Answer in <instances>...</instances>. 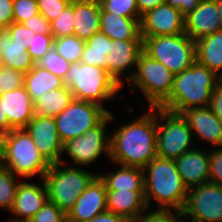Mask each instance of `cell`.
<instances>
[{
	"label": "cell",
	"instance_id": "1",
	"mask_svg": "<svg viewBox=\"0 0 222 222\" xmlns=\"http://www.w3.org/2000/svg\"><path fill=\"white\" fill-rule=\"evenodd\" d=\"M148 110L109 134V159L115 164L144 169L157 157V107Z\"/></svg>",
	"mask_w": 222,
	"mask_h": 222
},
{
	"label": "cell",
	"instance_id": "2",
	"mask_svg": "<svg viewBox=\"0 0 222 222\" xmlns=\"http://www.w3.org/2000/svg\"><path fill=\"white\" fill-rule=\"evenodd\" d=\"M144 198L149 208L152 199L156 209L182 211L188 188L184 185L173 159L155 157L143 169Z\"/></svg>",
	"mask_w": 222,
	"mask_h": 222
},
{
	"label": "cell",
	"instance_id": "3",
	"mask_svg": "<svg viewBox=\"0 0 222 222\" xmlns=\"http://www.w3.org/2000/svg\"><path fill=\"white\" fill-rule=\"evenodd\" d=\"M221 81L216 73L195 62L175 75L172 92L159 107L175 113L189 108L208 107L211 92Z\"/></svg>",
	"mask_w": 222,
	"mask_h": 222
},
{
	"label": "cell",
	"instance_id": "4",
	"mask_svg": "<svg viewBox=\"0 0 222 222\" xmlns=\"http://www.w3.org/2000/svg\"><path fill=\"white\" fill-rule=\"evenodd\" d=\"M0 163L15 175L32 178L37 174L43 179L51 166L36 148L30 135L22 129H12L2 135Z\"/></svg>",
	"mask_w": 222,
	"mask_h": 222
},
{
	"label": "cell",
	"instance_id": "5",
	"mask_svg": "<svg viewBox=\"0 0 222 222\" xmlns=\"http://www.w3.org/2000/svg\"><path fill=\"white\" fill-rule=\"evenodd\" d=\"M74 99L89 101L104 107V103L122 90L105 69L85 63H71L64 80Z\"/></svg>",
	"mask_w": 222,
	"mask_h": 222
},
{
	"label": "cell",
	"instance_id": "6",
	"mask_svg": "<svg viewBox=\"0 0 222 222\" xmlns=\"http://www.w3.org/2000/svg\"><path fill=\"white\" fill-rule=\"evenodd\" d=\"M53 164L43 177L48 200L55 203L66 214L73 208L75 201L98 176V173L81 170L79 167Z\"/></svg>",
	"mask_w": 222,
	"mask_h": 222
},
{
	"label": "cell",
	"instance_id": "7",
	"mask_svg": "<svg viewBox=\"0 0 222 222\" xmlns=\"http://www.w3.org/2000/svg\"><path fill=\"white\" fill-rule=\"evenodd\" d=\"M175 75L162 63L141 52L136 71L128 82L131 91L139 90L150 108L159 107L171 94Z\"/></svg>",
	"mask_w": 222,
	"mask_h": 222
},
{
	"label": "cell",
	"instance_id": "8",
	"mask_svg": "<svg viewBox=\"0 0 222 222\" xmlns=\"http://www.w3.org/2000/svg\"><path fill=\"white\" fill-rule=\"evenodd\" d=\"M142 38L143 51L174 75L180 74L196 62L195 41L185 33Z\"/></svg>",
	"mask_w": 222,
	"mask_h": 222
},
{
	"label": "cell",
	"instance_id": "9",
	"mask_svg": "<svg viewBox=\"0 0 222 222\" xmlns=\"http://www.w3.org/2000/svg\"><path fill=\"white\" fill-rule=\"evenodd\" d=\"M193 133L181 113L157 107V157L177 159L193 146Z\"/></svg>",
	"mask_w": 222,
	"mask_h": 222
},
{
	"label": "cell",
	"instance_id": "10",
	"mask_svg": "<svg viewBox=\"0 0 222 222\" xmlns=\"http://www.w3.org/2000/svg\"><path fill=\"white\" fill-rule=\"evenodd\" d=\"M109 113L108 109L96 103L73 99L54 117L61 142L81 136L97 126Z\"/></svg>",
	"mask_w": 222,
	"mask_h": 222
},
{
	"label": "cell",
	"instance_id": "11",
	"mask_svg": "<svg viewBox=\"0 0 222 222\" xmlns=\"http://www.w3.org/2000/svg\"><path fill=\"white\" fill-rule=\"evenodd\" d=\"M114 118L110 112L97 126L81 136L65 141L62 144V155L68 153L75 167L90 165L103 153L110 157V136L107 135L106 128Z\"/></svg>",
	"mask_w": 222,
	"mask_h": 222
},
{
	"label": "cell",
	"instance_id": "12",
	"mask_svg": "<svg viewBox=\"0 0 222 222\" xmlns=\"http://www.w3.org/2000/svg\"><path fill=\"white\" fill-rule=\"evenodd\" d=\"M182 215L192 222H222V186L206 182L189 188Z\"/></svg>",
	"mask_w": 222,
	"mask_h": 222
},
{
	"label": "cell",
	"instance_id": "13",
	"mask_svg": "<svg viewBox=\"0 0 222 222\" xmlns=\"http://www.w3.org/2000/svg\"><path fill=\"white\" fill-rule=\"evenodd\" d=\"M24 129L50 165L66 163L61 157L63 143L60 140L54 117L35 115Z\"/></svg>",
	"mask_w": 222,
	"mask_h": 222
},
{
	"label": "cell",
	"instance_id": "14",
	"mask_svg": "<svg viewBox=\"0 0 222 222\" xmlns=\"http://www.w3.org/2000/svg\"><path fill=\"white\" fill-rule=\"evenodd\" d=\"M142 51L143 40H113L111 42V51L106 56L107 73L123 87V79L125 78L129 82L134 76ZM127 70L129 72L126 74Z\"/></svg>",
	"mask_w": 222,
	"mask_h": 222
},
{
	"label": "cell",
	"instance_id": "15",
	"mask_svg": "<svg viewBox=\"0 0 222 222\" xmlns=\"http://www.w3.org/2000/svg\"><path fill=\"white\" fill-rule=\"evenodd\" d=\"M182 33H185V17L179 9L167 3L160 4L141 16L140 34L142 37Z\"/></svg>",
	"mask_w": 222,
	"mask_h": 222
},
{
	"label": "cell",
	"instance_id": "16",
	"mask_svg": "<svg viewBox=\"0 0 222 222\" xmlns=\"http://www.w3.org/2000/svg\"><path fill=\"white\" fill-rule=\"evenodd\" d=\"M106 197L105 184L97 176L75 201L67 214V222H86L107 211Z\"/></svg>",
	"mask_w": 222,
	"mask_h": 222
},
{
	"label": "cell",
	"instance_id": "17",
	"mask_svg": "<svg viewBox=\"0 0 222 222\" xmlns=\"http://www.w3.org/2000/svg\"><path fill=\"white\" fill-rule=\"evenodd\" d=\"M42 182V187L31 182H20L10 210L16 217L7 222H27L43 207L48 195L44 180Z\"/></svg>",
	"mask_w": 222,
	"mask_h": 222
},
{
	"label": "cell",
	"instance_id": "18",
	"mask_svg": "<svg viewBox=\"0 0 222 222\" xmlns=\"http://www.w3.org/2000/svg\"><path fill=\"white\" fill-rule=\"evenodd\" d=\"M190 127L194 140H206L213 148L222 147V122L216 117L209 107L185 109L181 112Z\"/></svg>",
	"mask_w": 222,
	"mask_h": 222
},
{
	"label": "cell",
	"instance_id": "19",
	"mask_svg": "<svg viewBox=\"0 0 222 222\" xmlns=\"http://www.w3.org/2000/svg\"><path fill=\"white\" fill-rule=\"evenodd\" d=\"M3 112L14 129L25 128L35 116V106L24 85L0 94Z\"/></svg>",
	"mask_w": 222,
	"mask_h": 222
},
{
	"label": "cell",
	"instance_id": "20",
	"mask_svg": "<svg viewBox=\"0 0 222 222\" xmlns=\"http://www.w3.org/2000/svg\"><path fill=\"white\" fill-rule=\"evenodd\" d=\"M221 30L216 0H200L198 7L185 17V34L193 41Z\"/></svg>",
	"mask_w": 222,
	"mask_h": 222
},
{
	"label": "cell",
	"instance_id": "21",
	"mask_svg": "<svg viewBox=\"0 0 222 222\" xmlns=\"http://www.w3.org/2000/svg\"><path fill=\"white\" fill-rule=\"evenodd\" d=\"M175 162L188 189L209 182V156L202 149L195 147L175 159Z\"/></svg>",
	"mask_w": 222,
	"mask_h": 222
},
{
	"label": "cell",
	"instance_id": "22",
	"mask_svg": "<svg viewBox=\"0 0 222 222\" xmlns=\"http://www.w3.org/2000/svg\"><path fill=\"white\" fill-rule=\"evenodd\" d=\"M106 203L107 211L123 216L130 222L148 209L144 191H107Z\"/></svg>",
	"mask_w": 222,
	"mask_h": 222
},
{
	"label": "cell",
	"instance_id": "23",
	"mask_svg": "<svg viewBox=\"0 0 222 222\" xmlns=\"http://www.w3.org/2000/svg\"><path fill=\"white\" fill-rule=\"evenodd\" d=\"M100 17V2L73 0V35L87 41L100 32Z\"/></svg>",
	"mask_w": 222,
	"mask_h": 222
},
{
	"label": "cell",
	"instance_id": "24",
	"mask_svg": "<svg viewBox=\"0 0 222 222\" xmlns=\"http://www.w3.org/2000/svg\"><path fill=\"white\" fill-rule=\"evenodd\" d=\"M141 18H129L106 12L101 8L100 32L113 40H143Z\"/></svg>",
	"mask_w": 222,
	"mask_h": 222
},
{
	"label": "cell",
	"instance_id": "25",
	"mask_svg": "<svg viewBox=\"0 0 222 222\" xmlns=\"http://www.w3.org/2000/svg\"><path fill=\"white\" fill-rule=\"evenodd\" d=\"M196 62L222 79V30L195 41Z\"/></svg>",
	"mask_w": 222,
	"mask_h": 222
},
{
	"label": "cell",
	"instance_id": "26",
	"mask_svg": "<svg viewBox=\"0 0 222 222\" xmlns=\"http://www.w3.org/2000/svg\"><path fill=\"white\" fill-rule=\"evenodd\" d=\"M115 172L99 174L107 191H144V171L138 167L119 165Z\"/></svg>",
	"mask_w": 222,
	"mask_h": 222
},
{
	"label": "cell",
	"instance_id": "27",
	"mask_svg": "<svg viewBox=\"0 0 222 222\" xmlns=\"http://www.w3.org/2000/svg\"><path fill=\"white\" fill-rule=\"evenodd\" d=\"M0 50V64L3 67L27 73L35 65V62L27 53V43L13 42L6 31L0 35Z\"/></svg>",
	"mask_w": 222,
	"mask_h": 222
},
{
	"label": "cell",
	"instance_id": "28",
	"mask_svg": "<svg viewBox=\"0 0 222 222\" xmlns=\"http://www.w3.org/2000/svg\"><path fill=\"white\" fill-rule=\"evenodd\" d=\"M64 80L53 75L47 69L35 64L25 73L24 87L35 103L47 92L64 87Z\"/></svg>",
	"mask_w": 222,
	"mask_h": 222
},
{
	"label": "cell",
	"instance_id": "29",
	"mask_svg": "<svg viewBox=\"0 0 222 222\" xmlns=\"http://www.w3.org/2000/svg\"><path fill=\"white\" fill-rule=\"evenodd\" d=\"M73 99L71 90L66 86L51 90L34 103L35 115L56 117Z\"/></svg>",
	"mask_w": 222,
	"mask_h": 222
},
{
	"label": "cell",
	"instance_id": "30",
	"mask_svg": "<svg viewBox=\"0 0 222 222\" xmlns=\"http://www.w3.org/2000/svg\"><path fill=\"white\" fill-rule=\"evenodd\" d=\"M112 40L98 32L90 37L83 48L81 63L101 67L107 71L106 56L111 51Z\"/></svg>",
	"mask_w": 222,
	"mask_h": 222
},
{
	"label": "cell",
	"instance_id": "31",
	"mask_svg": "<svg viewBox=\"0 0 222 222\" xmlns=\"http://www.w3.org/2000/svg\"><path fill=\"white\" fill-rule=\"evenodd\" d=\"M86 41L79 37L65 36L60 38H54V49L61 55L65 60L70 63H79L82 58L83 48Z\"/></svg>",
	"mask_w": 222,
	"mask_h": 222
},
{
	"label": "cell",
	"instance_id": "32",
	"mask_svg": "<svg viewBox=\"0 0 222 222\" xmlns=\"http://www.w3.org/2000/svg\"><path fill=\"white\" fill-rule=\"evenodd\" d=\"M20 182H17L8 167L0 163V208L8 211L12 209Z\"/></svg>",
	"mask_w": 222,
	"mask_h": 222
},
{
	"label": "cell",
	"instance_id": "33",
	"mask_svg": "<svg viewBox=\"0 0 222 222\" xmlns=\"http://www.w3.org/2000/svg\"><path fill=\"white\" fill-rule=\"evenodd\" d=\"M37 64L63 80H65L71 65L70 62L58 54L54 47L51 48Z\"/></svg>",
	"mask_w": 222,
	"mask_h": 222
},
{
	"label": "cell",
	"instance_id": "34",
	"mask_svg": "<svg viewBox=\"0 0 222 222\" xmlns=\"http://www.w3.org/2000/svg\"><path fill=\"white\" fill-rule=\"evenodd\" d=\"M73 0L64 8L55 20L50 22L51 34L54 38L73 35Z\"/></svg>",
	"mask_w": 222,
	"mask_h": 222
},
{
	"label": "cell",
	"instance_id": "35",
	"mask_svg": "<svg viewBox=\"0 0 222 222\" xmlns=\"http://www.w3.org/2000/svg\"><path fill=\"white\" fill-rule=\"evenodd\" d=\"M101 8L110 13L129 18H141L137 0H102Z\"/></svg>",
	"mask_w": 222,
	"mask_h": 222
},
{
	"label": "cell",
	"instance_id": "36",
	"mask_svg": "<svg viewBox=\"0 0 222 222\" xmlns=\"http://www.w3.org/2000/svg\"><path fill=\"white\" fill-rule=\"evenodd\" d=\"M53 45L54 37L52 34L35 33V35L30 38L27 53L31 56L35 64H37L44 55L53 48Z\"/></svg>",
	"mask_w": 222,
	"mask_h": 222
},
{
	"label": "cell",
	"instance_id": "37",
	"mask_svg": "<svg viewBox=\"0 0 222 222\" xmlns=\"http://www.w3.org/2000/svg\"><path fill=\"white\" fill-rule=\"evenodd\" d=\"M27 222H67V214L55 203L47 200L43 207Z\"/></svg>",
	"mask_w": 222,
	"mask_h": 222
},
{
	"label": "cell",
	"instance_id": "38",
	"mask_svg": "<svg viewBox=\"0 0 222 222\" xmlns=\"http://www.w3.org/2000/svg\"><path fill=\"white\" fill-rule=\"evenodd\" d=\"M148 211V212H146ZM145 210L142 215L134 219L132 222H180L182 211L155 209Z\"/></svg>",
	"mask_w": 222,
	"mask_h": 222
},
{
	"label": "cell",
	"instance_id": "39",
	"mask_svg": "<svg viewBox=\"0 0 222 222\" xmlns=\"http://www.w3.org/2000/svg\"><path fill=\"white\" fill-rule=\"evenodd\" d=\"M38 14L37 0H13L14 22L23 23Z\"/></svg>",
	"mask_w": 222,
	"mask_h": 222
},
{
	"label": "cell",
	"instance_id": "40",
	"mask_svg": "<svg viewBox=\"0 0 222 222\" xmlns=\"http://www.w3.org/2000/svg\"><path fill=\"white\" fill-rule=\"evenodd\" d=\"M25 73L20 70L2 66L0 94L24 85Z\"/></svg>",
	"mask_w": 222,
	"mask_h": 222
},
{
	"label": "cell",
	"instance_id": "41",
	"mask_svg": "<svg viewBox=\"0 0 222 222\" xmlns=\"http://www.w3.org/2000/svg\"><path fill=\"white\" fill-rule=\"evenodd\" d=\"M71 1L72 0H37V5L39 13L49 22H52Z\"/></svg>",
	"mask_w": 222,
	"mask_h": 222
},
{
	"label": "cell",
	"instance_id": "42",
	"mask_svg": "<svg viewBox=\"0 0 222 222\" xmlns=\"http://www.w3.org/2000/svg\"><path fill=\"white\" fill-rule=\"evenodd\" d=\"M218 148L208 152L209 182L222 186V147Z\"/></svg>",
	"mask_w": 222,
	"mask_h": 222
},
{
	"label": "cell",
	"instance_id": "43",
	"mask_svg": "<svg viewBox=\"0 0 222 222\" xmlns=\"http://www.w3.org/2000/svg\"><path fill=\"white\" fill-rule=\"evenodd\" d=\"M5 31L10 36L13 42L27 43V47L30 42V38L35 35V32L25 27L22 23L13 22Z\"/></svg>",
	"mask_w": 222,
	"mask_h": 222
},
{
	"label": "cell",
	"instance_id": "44",
	"mask_svg": "<svg viewBox=\"0 0 222 222\" xmlns=\"http://www.w3.org/2000/svg\"><path fill=\"white\" fill-rule=\"evenodd\" d=\"M22 24L35 33L51 34L50 22L41 14L32 16Z\"/></svg>",
	"mask_w": 222,
	"mask_h": 222
},
{
	"label": "cell",
	"instance_id": "45",
	"mask_svg": "<svg viewBox=\"0 0 222 222\" xmlns=\"http://www.w3.org/2000/svg\"><path fill=\"white\" fill-rule=\"evenodd\" d=\"M13 22V0H0V29L5 30Z\"/></svg>",
	"mask_w": 222,
	"mask_h": 222
},
{
	"label": "cell",
	"instance_id": "46",
	"mask_svg": "<svg viewBox=\"0 0 222 222\" xmlns=\"http://www.w3.org/2000/svg\"><path fill=\"white\" fill-rule=\"evenodd\" d=\"M208 107L222 122V81L211 92V98Z\"/></svg>",
	"mask_w": 222,
	"mask_h": 222
},
{
	"label": "cell",
	"instance_id": "47",
	"mask_svg": "<svg viewBox=\"0 0 222 222\" xmlns=\"http://www.w3.org/2000/svg\"><path fill=\"white\" fill-rule=\"evenodd\" d=\"M200 0H165V3L177 8L186 17L192 13L199 5Z\"/></svg>",
	"mask_w": 222,
	"mask_h": 222
},
{
	"label": "cell",
	"instance_id": "48",
	"mask_svg": "<svg viewBox=\"0 0 222 222\" xmlns=\"http://www.w3.org/2000/svg\"><path fill=\"white\" fill-rule=\"evenodd\" d=\"M86 222H130V221H128L123 216L117 215L110 211H105Z\"/></svg>",
	"mask_w": 222,
	"mask_h": 222
},
{
	"label": "cell",
	"instance_id": "49",
	"mask_svg": "<svg viewBox=\"0 0 222 222\" xmlns=\"http://www.w3.org/2000/svg\"><path fill=\"white\" fill-rule=\"evenodd\" d=\"M165 3V0H137V8L140 13V17L149 10Z\"/></svg>",
	"mask_w": 222,
	"mask_h": 222
},
{
	"label": "cell",
	"instance_id": "50",
	"mask_svg": "<svg viewBox=\"0 0 222 222\" xmlns=\"http://www.w3.org/2000/svg\"><path fill=\"white\" fill-rule=\"evenodd\" d=\"M14 129L7 120L6 113L3 112L2 105H1V97H0V134L1 136L8 133Z\"/></svg>",
	"mask_w": 222,
	"mask_h": 222
},
{
	"label": "cell",
	"instance_id": "51",
	"mask_svg": "<svg viewBox=\"0 0 222 222\" xmlns=\"http://www.w3.org/2000/svg\"><path fill=\"white\" fill-rule=\"evenodd\" d=\"M216 3L218 6L219 21H220L221 30H222V0H216Z\"/></svg>",
	"mask_w": 222,
	"mask_h": 222
},
{
	"label": "cell",
	"instance_id": "52",
	"mask_svg": "<svg viewBox=\"0 0 222 222\" xmlns=\"http://www.w3.org/2000/svg\"><path fill=\"white\" fill-rule=\"evenodd\" d=\"M1 77H2V65L0 64V86H1Z\"/></svg>",
	"mask_w": 222,
	"mask_h": 222
},
{
	"label": "cell",
	"instance_id": "53",
	"mask_svg": "<svg viewBox=\"0 0 222 222\" xmlns=\"http://www.w3.org/2000/svg\"><path fill=\"white\" fill-rule=\"evenodd\" d=\"M78 1H96V2H101L102 0H78Z\"/></svg>",
	"mask_w": 222,
	"mask_h": 222
},
{
	"label": "cell",
	"instance_id": "54",
	"mask_svg": "<svg viewBox=\"0 0 222 222\" xmlns=\"http://www.w3.org/2000/svg\"><path fill=\"white\" fill-rule=\"evenodd\" d=\"M5 30L0 29V35L4 32ZM0 62H1V50H0Z\"/></svg>",
	"mask_w": 222,
	"mask_h": 222
},
{
	"label": "cell",
	"instance_id": "55",
	"mask_svg": "<svg viewBox=\"0 0 222 222\" xmlns=\"http://www.w3.org/2000/svg\"><path fill=\"white\" fill-rule=\"evenodd\" d=\"M180 222H192V221H190V220H187V221H186L185 219L183 220V219L181 218V219H180Z\"/></svg>",
	"mask_w": 222,
	"mask_h": 222
}]
</instances>
